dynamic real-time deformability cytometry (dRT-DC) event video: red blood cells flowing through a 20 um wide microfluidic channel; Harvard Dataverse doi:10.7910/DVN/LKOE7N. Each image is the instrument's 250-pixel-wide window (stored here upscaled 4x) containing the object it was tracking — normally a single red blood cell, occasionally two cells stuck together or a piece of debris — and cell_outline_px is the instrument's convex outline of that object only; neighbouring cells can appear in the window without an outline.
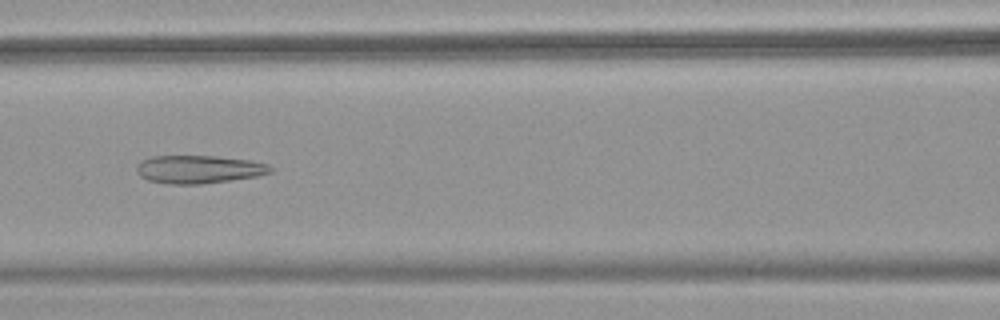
{"species": "common noctule bat (a hibernating species)", "species_latin": "Nyctalus noctula", "temperature_condition": "warm", "stored_images_in_passage": 50, "camera_frame_rate_fps": 3000, "um_per_image_px": 0.085, "animal": {"sex": "female", "body_mass_g": 18.4}, "frame": {"image": 1, "passage_image": 21, "time_ms": 6.667, "image_size_px": [1000, 320], "cell_outline_px": [[272, 172], [256, 176], [200, 184], [168, 184], [148, 180], [140, 176], [136, 172], [136, 164], [152, 156], [216, 156], [248, 160], [268, 164], [272, 168]], "centroid_in_image_um": [16.86, 14.39], "position_along_channel_um": 149.7, "area_um2": 21.73}}
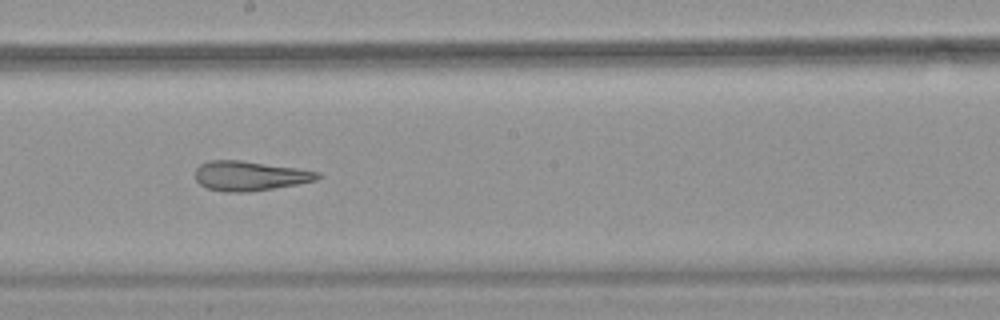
{"frame": {"image": 2, "passage_image": 27, "time_ms": 8.667, "image_size_px": [1000, 320], "cell_outline_px": [[320, 176], [316, 180], [296, 184], [248, 192], [224, 192], [208, 188], [200, 184], [196, 180], [196, 168], [200, 164], [208, 160], [240, 160], [296, 168], [320, 172]], "centroid_in_image_um": [21.19, 14.94], "position_along_channel_um": 227.0, "area_um2": 20.92}}
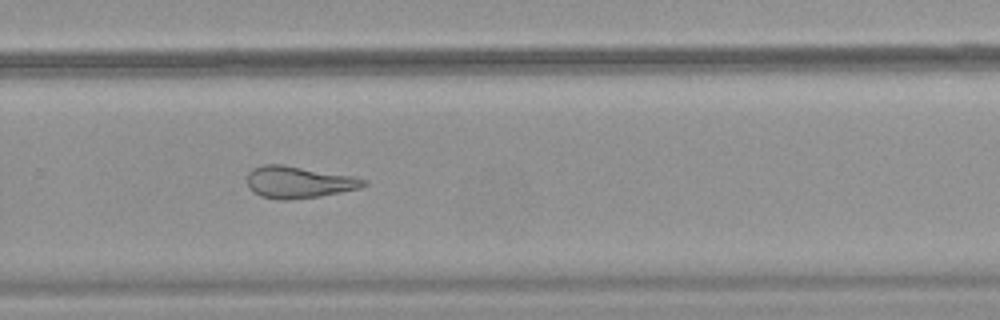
{"frame": {"image": 3, "passage_image": 33, "time_ms": 10.667, "image_size_px": [1000, 320], "cell_outline_px": [[368, 184], [360, 188], [320, 196], [288, 200], [276, 200], [260, 196], [252, 192], [248, 188], [248, 172], [252, 168], [264, 164], [284, 164], [352, 176], [368, 180]], "centroid_in_image_um": [25.36, 15.48], "position_along_channel_um": 304.4, "area_um2": 21.85}, "authors_computed_cell_mechanics": {"area_um2": 26.2123, "velocity_mm_per_s": 3.8945, "shape_relaxation_time_tau1_ms": null, "shape_relaxation_time_tau2_ms": 2.3871, "deformation_change_tau1": null, "deformation_change_tau2": 0.1028}}